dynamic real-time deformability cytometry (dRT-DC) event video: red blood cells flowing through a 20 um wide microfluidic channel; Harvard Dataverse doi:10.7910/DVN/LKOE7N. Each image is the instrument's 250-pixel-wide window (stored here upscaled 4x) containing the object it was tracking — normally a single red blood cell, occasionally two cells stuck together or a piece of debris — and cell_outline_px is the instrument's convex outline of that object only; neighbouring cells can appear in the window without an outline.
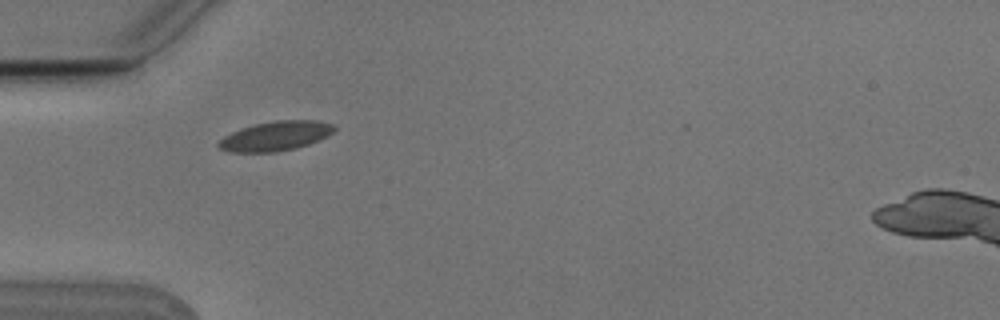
{"species": "Egyptian fruit bat (a non-hibernating species)", "species_latin": "Rousettus aegyptiacus", "temperature_condition": "cold", "stored_images_in_passage": 4, "camera_frame_rate_fps": 3000, "um_per_image_px": 0.085, "animal": {"sex": "male"}, "frame": {"image": 1, "passage_image": 1, "time_ms": 0.0, "image_size_px": [1000, 320], "cell_outline_px": [[336, 128], [328, 136], [308, 144], [296, 148], [276, 152], [228, 152], [220, 148], [216, 144], [224, 136], [232, 132], [256, 124], [276, 120], [316, 120], [336, 124]], "centroid_in_image_um": [23.45, 11.56], "position_along_channel_um": 61.5, "area_um2": 19.83}}
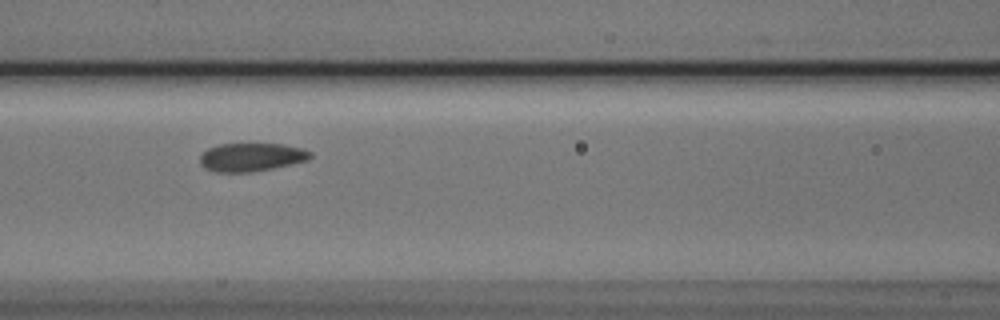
{"frame": {"image": 2, "passage_image": 3, "time_ms": 0.667, "image_size_px": [1000, 320], "cell_outline_px": [[312, 156], [308, 160], [292, 164], [252, 172], [216, 172], [204, 168], [200, 164], [200, 156], [208, 148], [220, 144], [280, 144], [300, 148], [312, 152]], "centroid_in_image_um": [21.35, 13.36], "position_along_channel_um": 145.2, "area_um2": 18.15}}
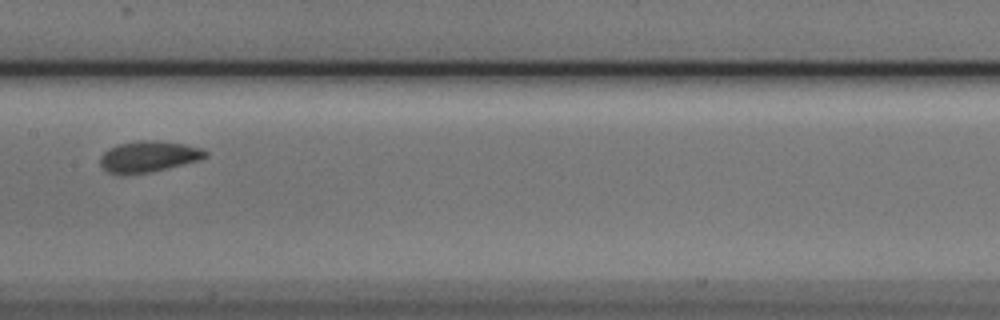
{"frame": {"image": 3, "passage_image": 4, "time_ms": 1.0, "image_size_px": [1000, 320], "cell_outline_px": [[208, 156], [200, 160], [152, 172], [120, 176], [108, 172], [100, 164], [100, 156], [108, 148], [120, 144], [136, 140], [156, 140], [184, 144], [204, 148], [208, 152]], "centroid_in_image_um": [12.63, 13.32], "position_along_channel_um": 194.8, "area_um2": 19.48}}